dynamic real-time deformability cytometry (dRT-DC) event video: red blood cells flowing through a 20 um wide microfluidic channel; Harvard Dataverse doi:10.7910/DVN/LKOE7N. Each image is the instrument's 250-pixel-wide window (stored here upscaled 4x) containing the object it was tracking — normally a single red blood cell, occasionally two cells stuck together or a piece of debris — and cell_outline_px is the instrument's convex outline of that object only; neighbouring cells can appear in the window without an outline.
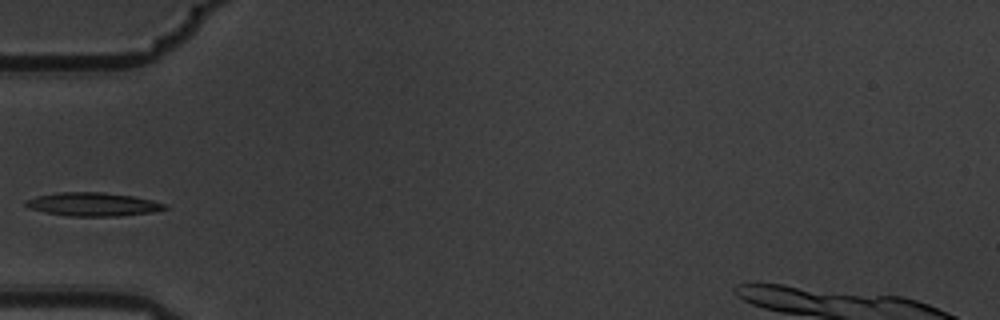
{"species": "common noctule bat (a hibernating species)", "species_latin": "Nyctalus noctula", "temperature_condition": "warm", "stored_images_in_passage": 3, "camera_frame_rate_fps": 3000, "um_per_image_px": 0.085, "animal": {"sex": "male", "body_mass_g": 19.5, "forearm_length_mm": 54.6}, "frame": {"image": 1, "passage_image": 3, "time_ms": 0.667, "image_size_px": [1000, 320], "cell_outline_px": [[168, 208], [152, 212], [120, 216], [68, 216], [44, 212], [28, 208], [24, 204], [24, 200], [36, 196], [60, 192], [104, 192], [132, 196], [152, 200], [164, 204]], "centroid_in_image_um": [7.85, 17.36], "position_along_channel_um": 77.2, "area_um2": 19.07}}